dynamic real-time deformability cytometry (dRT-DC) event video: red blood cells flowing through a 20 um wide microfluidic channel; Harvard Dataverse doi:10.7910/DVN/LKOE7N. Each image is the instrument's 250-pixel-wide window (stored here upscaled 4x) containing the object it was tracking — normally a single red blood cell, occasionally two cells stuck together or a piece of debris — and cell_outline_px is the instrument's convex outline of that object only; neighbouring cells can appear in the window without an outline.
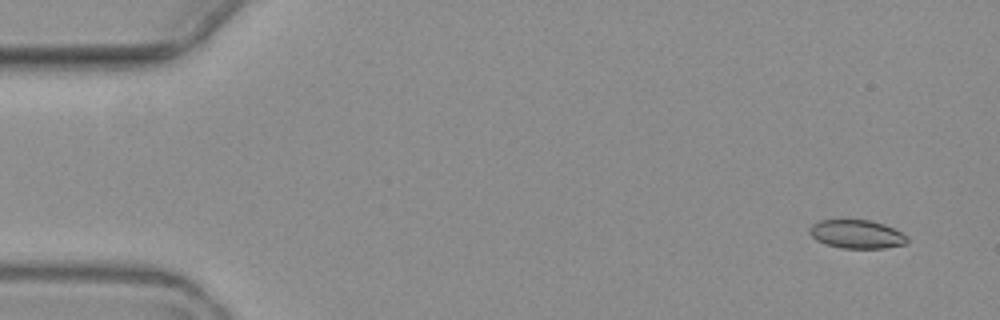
{"species": "common noctule bat (a hibernating species)", "species_latin": "Nyctalus noctula", "temperature_condition": "warm", "stored_images_in_passage": 9, "camera_frame_rate_fps": 3000, "um_per_image_px": 0.085, "animal": {"sex": "female", "body_mass_g": 19.3, "forearm_length_mm": 54.1}, "frame": {"image": 1, "passage_image": 1, "time_ms": 0.0, "image_size_px": [1000, 320], "cell_outline_px": [[908, 240], [904, 244], [884, 248], [844, 248], [828, 244], [816, 240], [808, 232], [812, 224], [820, 220], [868, 220], [884, 224], [908, 236]], "centroid_in_image_um": [72.82, 19.9], "position_along_channel_um": 12.2, "area_um2": 16.01}}
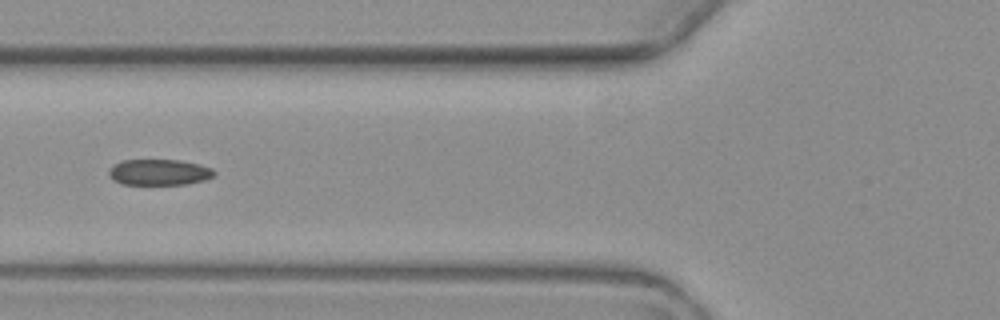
{"frame": {"image": 2, "passage_image": 6, "time_ms": 6.0, "image_size_px": [1000, 320], "cell_outline_px": [[216, 172], [212, 176], [204, 180], [188, 184], [124, 184], [116, 180], [108, 172], [112, 164], [120, 160], [180, 160], [200, 164], [212, 168]], "centroid_in_image_um": [13.55, 14.62], "position_along_channel_um": 112.3, "area_um2": 15.84}}
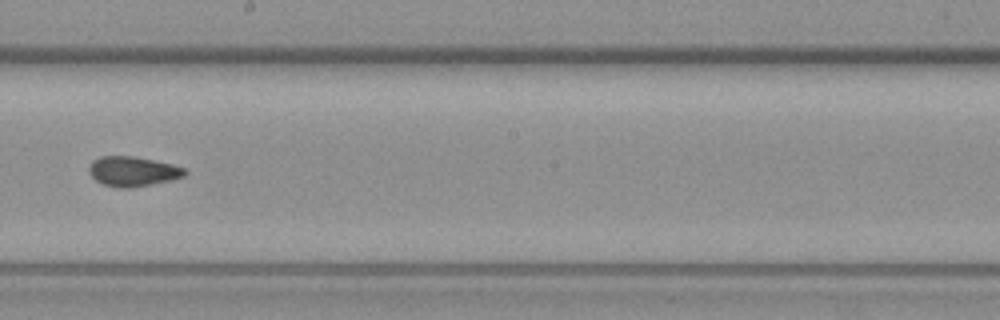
{"frame": {"image": 3, "passage_image": 9, "time_ms": 9.333, "image_size_px": [1000, 320], "cell_outline_px": [[188, 172], [184, 176], [152, 184], [128, 188], [116, 188], [104, 184], [96, 180], [88, 172], [88, 168], [92, 160], [100, 156], [132, 156], [172, 164], [184, 168]], "centroid_in_image_um": [11.25, 14.56], "position_along_channel_um": 237.0, "area_um2": 16.53}}